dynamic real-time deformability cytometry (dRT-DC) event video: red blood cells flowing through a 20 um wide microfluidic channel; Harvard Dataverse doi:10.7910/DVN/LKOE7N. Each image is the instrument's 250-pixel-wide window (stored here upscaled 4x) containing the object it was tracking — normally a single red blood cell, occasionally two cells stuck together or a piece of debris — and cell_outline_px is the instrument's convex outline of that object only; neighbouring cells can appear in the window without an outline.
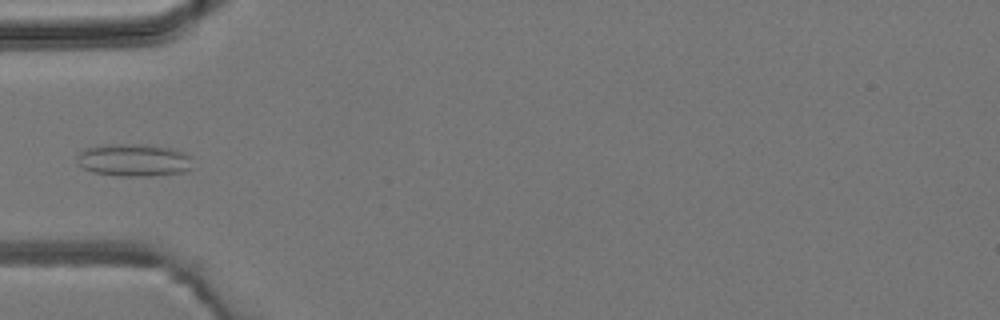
{"species": "common noctule bat (a hibernating species)", "species_latin": "Nyctalus noctula", "temperature_condition": "room temperature", "stored_images_in_passage": 6, "camera_frame_rate_fps": 3000, "um_per_image_px": 0.085, "animal": {"sex": "male", "body_mass_g": 19.2, "forearm_length_mm": 51.8}, "frame": {"image": 1, "passage_image": 5, "time_ms": 4.667, "image_size_px": [1000, 320], "cell_outline_px": [[192, 168], [184, 172], [152, 176], [120, 176], [92, 172], [84, 168], [76, 160], [76, 156], [84, 148], [108, 144], [148, 144], [172, 148], [184, 152], [192, 156]], "centroid_in_image_um": [11.41, 13.6], "position_along_channel_um": 73.6, "area_um2": 22.31}}